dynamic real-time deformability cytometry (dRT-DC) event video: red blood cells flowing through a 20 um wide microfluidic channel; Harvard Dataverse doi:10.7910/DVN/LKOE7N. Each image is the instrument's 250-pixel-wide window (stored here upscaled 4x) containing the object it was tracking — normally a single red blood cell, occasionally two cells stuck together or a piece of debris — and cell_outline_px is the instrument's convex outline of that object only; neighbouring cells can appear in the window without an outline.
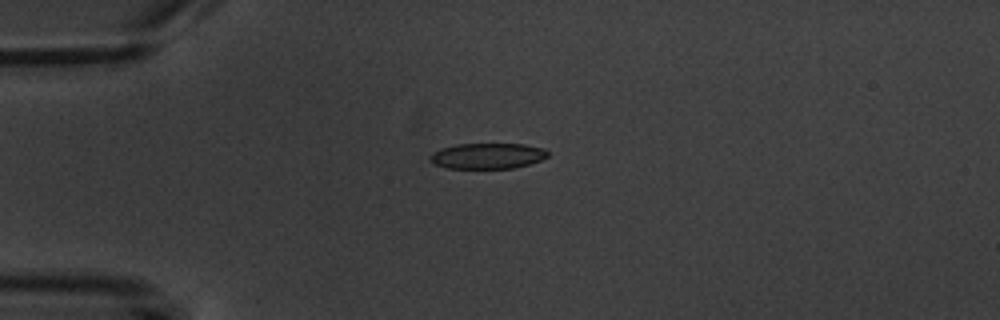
{"species": "common noctule bat (a hibernating species)", "species_latin": "Nyctalus noctula", "temperature_condition": "warm", "stored_images_in_passage": 10, "camera_frame_rate_fps": 3000, "um_per_image_px": 0.085, "animal": {"sex": "male", "body_mass_g": 20.1, "forearm_length_mm": 53.5}, "frame": {"image": 1, "passage_image": 4, "time_ms": 3.667, "image_size_px": [1000, 320], "cell_outline_px": [[548, 156], [540, 160], [528, 164], [512, 168], [448, 168], [436, 164], [428, 160], [428, 156], [432, 152], [456, 144], [524, 144], [544, 148], [548, 152]], "centroid_in_image_um": [41.43, 13.25], "position_along_channel_um": 43.6, "area_um2": 17.51}}
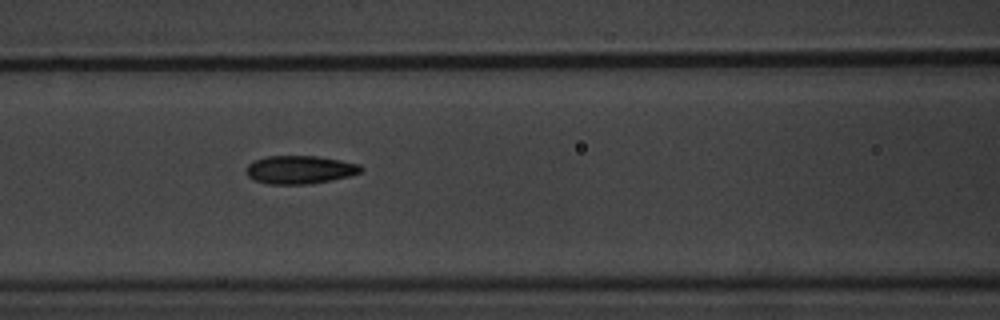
{"frame": {"image": 2, "passage_image": 7, "time_ms": 7.0, "image_size_px": [1000, 320], "cell_outline_px": [[364, 168], [360, 172], [348, 176], [332, 180], [308, 184], [268, 184], [256, 180], [248, 176], [244, 172], [248, 164], [256, 160], [268, 156], [316, 156], [340, 160], [360, 164]], "centroid_in_image_um": [25.49, 14.42], "position_along_channel_um": 141.1, "area_um2": 18.79}}